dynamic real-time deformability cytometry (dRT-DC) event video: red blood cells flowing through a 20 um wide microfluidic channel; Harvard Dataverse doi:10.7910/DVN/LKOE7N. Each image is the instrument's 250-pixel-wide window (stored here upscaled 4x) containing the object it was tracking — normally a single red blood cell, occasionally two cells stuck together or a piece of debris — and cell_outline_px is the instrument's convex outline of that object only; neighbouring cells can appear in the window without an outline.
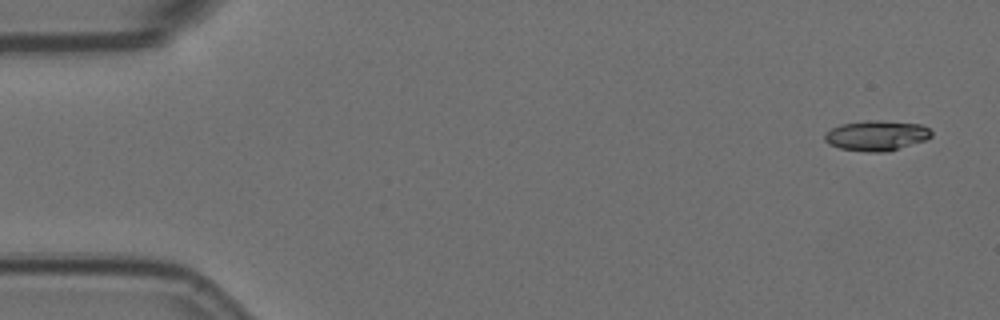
{"species": "Egyptian fruit bat (a non-hibernating species)", "species_latin": "Rousettus aegyptiacus", "temperature_condition": "room temperature", "stored_images_in_passage": 5, "camera_frame_rate_fps": 3000, "um_per_image_px": 0.085, "animal": {"sex": "female"}, "frame": {"image": 1, "passage_image": 1, "time_ms": 0.0, "image_size_px": [1000, 320], "cell_outline_px": [[932, 136], [924, 140], [888, 152], [868, 152], [840, 148], [828, 144], [824, 140], [824, 132], [840, 124], [868, 120], [880, 120], [920, 124], [928, 128], [932, 132]], "centroid_in_image_um": [74.47, 11.52], "position_along_channel_um": 10.5, "area_um2": 18.84}}
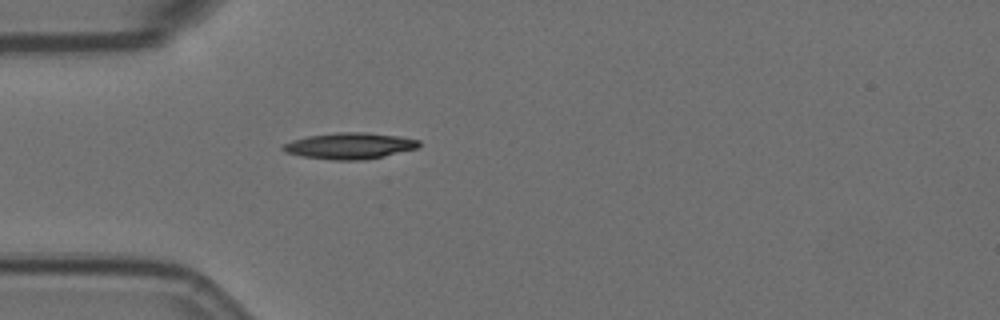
{"frame": {"image": 2, "passage_image": 5, "time_ms": 1.333, "image_size_px": [1000, 320], "cell_outline_px": [[420, 144], [416, 148], [384, 156], [364, 160], [332, 160], [300, 156], [284, 152], [280, 148], [284, 144], [292, 140], [308, 136], [336, 132], [368, 132], [400, 136], [420, 140]], "centroid_in_image_um": [29.7, 12.39], "position_along_channel_um": 55.3, "area_um2": 20.92}}